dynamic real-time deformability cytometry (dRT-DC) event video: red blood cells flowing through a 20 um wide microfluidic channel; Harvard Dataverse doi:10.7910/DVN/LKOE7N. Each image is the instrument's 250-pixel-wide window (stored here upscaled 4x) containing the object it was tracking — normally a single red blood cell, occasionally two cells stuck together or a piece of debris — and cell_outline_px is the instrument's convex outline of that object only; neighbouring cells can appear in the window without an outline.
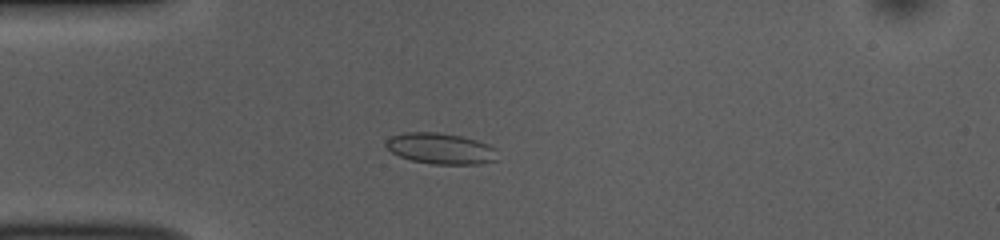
{"species": "common noctule bat (a hibernating species)", "species_latin": "Nyctalus noctula", "temperature_condition": "room temperature", "stored_images_in_passage": 53, "camera_frame_rate_fps": 3000, "um_per_image_px": 0.085, "animal": {"sex": "female", "body_mass_g": 10.0, "forearm_length_mm": 53.1}, "frame": {"image": 1, "passage_image": 13, "time_ms": 4.0, "image_size_px": [1000, 240], "cell_outline_px": [[500, 160], [480, 164], [432, 164], [412, 160], [400, 156], [392, 152], [384, 144], [384, 140], [392, 136], [404, 132], [436, 132], [460, 136], [476, 140], [488, 144], [496, 148]], "centroid_in_image_um": [37.49, 12.63], "position_along_channel_um": 47.5, "area_um2": 20.35}}
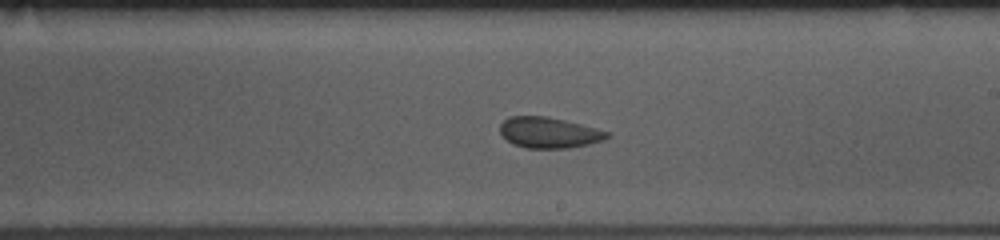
{"frame": {"image": 2, "passage_image": 30, "time_ms": 9.667, "image_size_px": [1000, 240], "cell_outline_px": [[608, 136], [604, 140], [588, 144], [568, 148], [524, 148], [512, 144], [500, 132], [500, 124], [508, 116], [544, 116], [564, 120], [596, 128], [608, 132]], "centroid_in_image_um": [46.63, 11.27], "position_along_channel_um": 242.4, "area_um2": 19.07}}
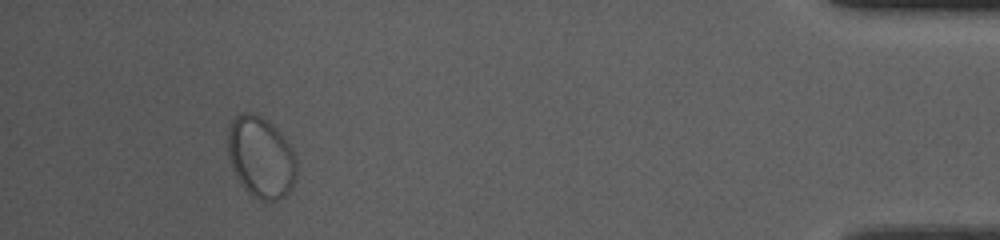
{"frame": {"image": 3, "passage_image": 49, "time_ms": 16.0, "image_size_px": [1000, 240], "cell_outline_px": [[296, 180], [292, 188], [280, 200], [264, 200], [252, 196], [240, 184], [232, 168], [228, 156], [228, 128], [232, 120], [240, 112], [256, 112], [268, 120], [276, 128], [292, 148], [296, 160]], "centroid_in_image_um": [22.17, 13.35], "position_along_channel_um": 413.0, "area_um2": 32.89}, "authors_computed_cell_mechanics": {"area_um2": 21.386, "velocity_mm_per_s": 3.6678, "shape_relaxation_time_tau1_ms": 10.3574, "shape_relaxation_time_tau2_ms": null, "deformation_change_tau1": 0.1227, "deformation_change_tau2": null}}